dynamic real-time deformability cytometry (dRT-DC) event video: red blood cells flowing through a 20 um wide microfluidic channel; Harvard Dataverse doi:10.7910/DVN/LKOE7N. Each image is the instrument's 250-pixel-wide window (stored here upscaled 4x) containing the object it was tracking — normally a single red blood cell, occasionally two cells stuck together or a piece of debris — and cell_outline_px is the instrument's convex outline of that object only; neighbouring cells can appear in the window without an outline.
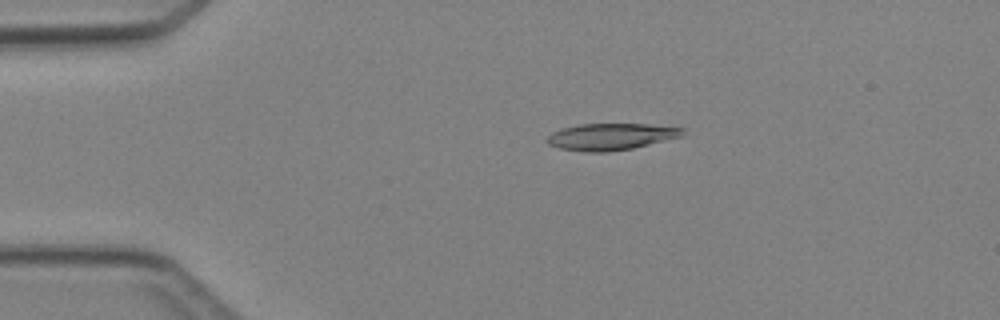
{"species": "Egyptian fruit bat (a non-hibernating species)", "species_latin": "Rousettus aegyptiacus", "temperature_condition": "cold", "stored_images_in_passage": 3, "camera_frame_rate_fps": 3000, "um_per_image_px": 0.085, "animal": {"sex": "female"}, "frame": {"image": 1, "passage_image": 2, "time_ms": 2.0, "image_size_px": [1000, 320], "cell_outline_px": [[684, 128], [680, 136], [632, 148], [608, 152], [584, 152], [560, 148], [548, 144], [544, 140], [552, 132], [564, 128], [580, 124], [648, 124]], "centroid_in_image_um": [51.85, 11.62], "position_along_channel_um": 33.1, "area_um2": 20.81}}